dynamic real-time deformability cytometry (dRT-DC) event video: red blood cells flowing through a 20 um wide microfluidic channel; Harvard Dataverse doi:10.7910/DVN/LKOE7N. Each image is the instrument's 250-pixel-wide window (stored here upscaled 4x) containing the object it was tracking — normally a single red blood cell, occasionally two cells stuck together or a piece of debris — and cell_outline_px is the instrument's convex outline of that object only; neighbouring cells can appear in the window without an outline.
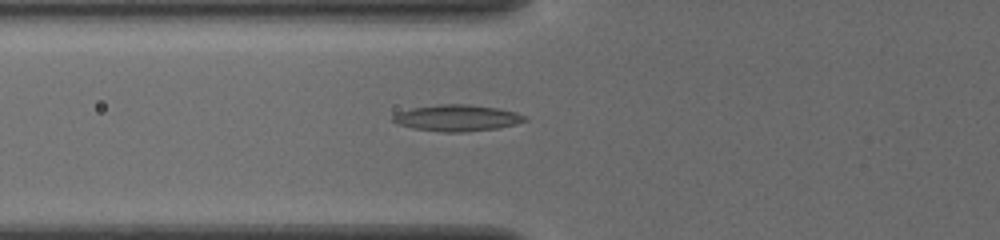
{"species": "common noctule bat (a hibernating species)", "species_latin": "Nyctalus noctula", "temperature_condition": "cold", "stored_images_in_passage": 5, "camera_frame_rate_fps": 3000, "um_per_image_px": 0.085, "animal": {"sex": "female", "body_mass_g": 19.5, "forearm_length_mm": 54.1}, "frame": {"image": 1, "passage_image": 5, "time_ms": 1.333, "image_size_px": [1000, 240], "cell_outline_px": [[528, 120], [516, 124], [496, 128], [464, 132], [444, 132], [412, 128], [396, 124], [392, 120], [392, 116], [396, 112], [412, 108], [436, 104], [468, 104], [500, 108], [516, 112], [528, 116]], "centroid_in_image_um": [38.85, 10.02], "position_along_channel_um": 86.9, "area_um2": 20.52}}